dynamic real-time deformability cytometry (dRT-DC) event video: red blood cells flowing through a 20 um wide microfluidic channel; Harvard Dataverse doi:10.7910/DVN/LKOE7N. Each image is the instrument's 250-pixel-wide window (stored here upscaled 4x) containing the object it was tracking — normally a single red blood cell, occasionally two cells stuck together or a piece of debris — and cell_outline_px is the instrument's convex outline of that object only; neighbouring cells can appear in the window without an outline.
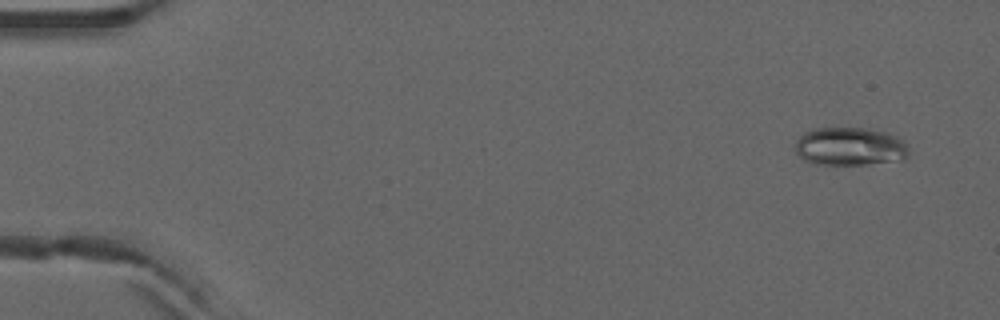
{"species": "common noctule bat (a hibernating species)", "species_latin": "Nyctalus noctula", "temperature_condition": "warm", "stored_images_in_passage": 7, "camera_frame_rate_fps": 3000, "um_per_image_px": 0.085, "animal": {"sex": "male", "forearm_length_mm": 52.5}, "frame": {"image": 1, "passage_image": 7, "time_ms": 2.0, "image_size_px": [1000, 320], "cell_outline_px": [[908, 156], [904, 160], [864, 164], [816, 164], [804, 160], [796, 152], [796, 140], [800, 136], [812, 128], [864, 128], [884, 132], [896, 136], [908, 148]], "centroid_in_image_um": [72.23, 12.45], "position_along_channel_um": 12.8, "area_um2": 25.09}}